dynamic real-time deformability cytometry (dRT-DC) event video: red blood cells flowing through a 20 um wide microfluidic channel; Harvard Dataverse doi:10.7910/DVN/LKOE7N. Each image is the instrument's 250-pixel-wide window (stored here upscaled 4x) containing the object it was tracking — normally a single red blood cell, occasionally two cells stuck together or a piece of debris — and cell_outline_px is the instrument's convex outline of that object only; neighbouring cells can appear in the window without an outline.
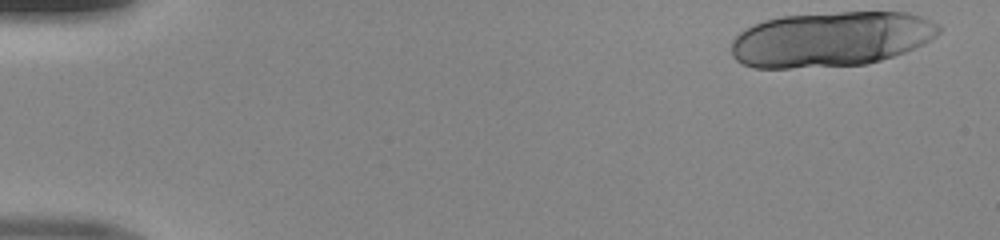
{"species": "human", "species_latin": "Homo sapiens", "temperature_condition": "room temperature", "stored_images_in_passage": 17, "camera_frame_rate_fps": 3000, "um_per_image_px": 0.085, "donor": {"sex": "male"}, "frame": {"image": 1, "passage_image": 1, "time_ms": 0.0, "image_size_px": [1000, 240], "cell_outline_px": [[940, 32], [936, 36], [924, 44], [904, 52], [868, 64], [788, 68], [756, 68], [744, 64], [736, 60], [732, 56], [732, 40], [740, 32], [764, 20], [780, 16], [840, 12], [908, 12], [920, 16], [940, 24]], "centroid_in_image_um": [70.65, 3.32], "position_along_channel_um": 14.4, "area_um2": 66.59}}